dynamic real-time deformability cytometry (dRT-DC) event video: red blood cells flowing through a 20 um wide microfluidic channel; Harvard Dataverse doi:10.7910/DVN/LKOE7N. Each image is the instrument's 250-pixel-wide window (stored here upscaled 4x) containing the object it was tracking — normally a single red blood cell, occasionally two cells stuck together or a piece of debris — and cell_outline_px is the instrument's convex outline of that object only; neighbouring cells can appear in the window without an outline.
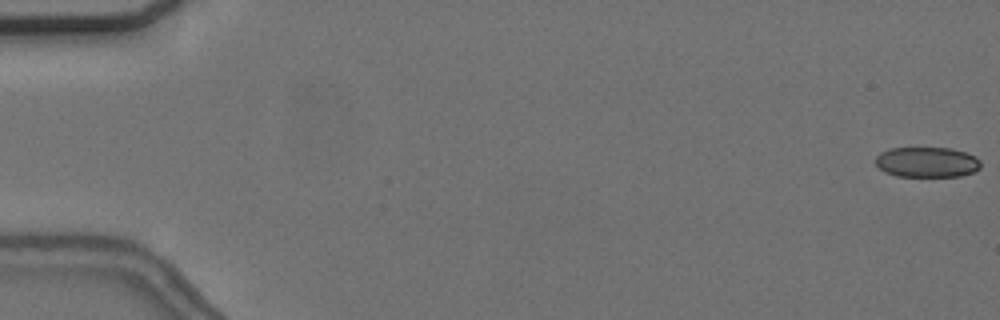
{"species": "common noctule bat (a hibernating species)", "species_latin": "Nyctalus noctula", "temperature_condition": "cold", "stored_images_in_passage": 56, "camera_frame_rate_fps": 3000, "um_per_image_px": 0.085, "animal": {"sex": "female", "body_mass_g": 24.6, "forearm_length_mm": 56.2}, "frame": {"image": 1, "passage_image": 1, "time_ms": 0.0, "image_size_px": [1000, 320], "cell_outline_px": [[980, 168], [976, 172], [960, 176], [896, 176], [884, 172], [876, 164], [876, 156], [880, 152], [892, 148], [952, 148], [976, 156], [980, 160]], "centroid_in_image_um": [78.81, 13.78], "position_along_channel_um": 6.2, "area_um2": 18.67}}
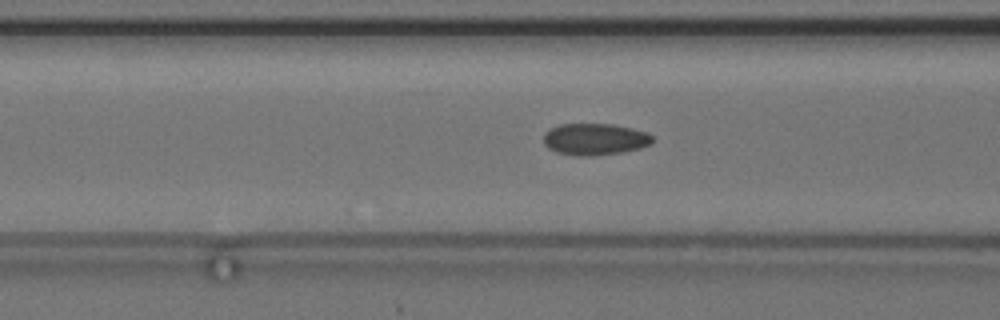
{"frame": {"image": 2, "passage_image": 23, "time_ms": 7.333, "image_size_px": [1000, 320], "cell_outline_px": [[652, 144], [640, 148], [624, 152], [592, 156], [576, 156], [556, 152], [548, 148], [544, 144], [544, 132], [548, 128], [560, 124], [612, 124], [632, 128], [648, 132], [652, 136]], "centroid_in_image_um": [50.55, 11.83], "position_along_channel_um": 116.1, "area_um2": 20.4}}
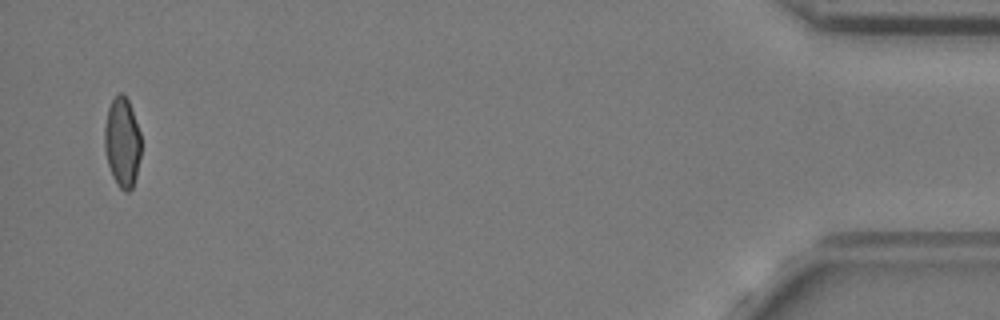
{"frame": {"image": 3, "passage_image": 55, "time_ms": 18.0, "image_size_px": [1000, 320], "cell_outline_px": [[140, 156], [136, 176], [132, 188], [128, 192], [124, 192], [116, 184], [112, 176], [108, 164], [104, 148], [104, 128], [108, 108], [112, 100], [120, 92], [124, 92], [128, 100], [140, 132]], "centroid_in_image_um": [10.38, 12.1], "position_along_channel_um": 424.8, "area_um2": 19.13}, "authors_computed_cell_mechanics": {"area_um2": 19.8832, "velocity_mm_per_s": 3.6929, "shape_relaxation_time_tau1_ms": null, "shape_relaxation_time_tau2_ms": 1.8492, "deformation_change_tau1": null, "deformation_change_tau2": 0.0653}}